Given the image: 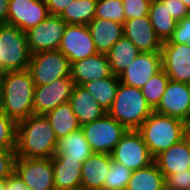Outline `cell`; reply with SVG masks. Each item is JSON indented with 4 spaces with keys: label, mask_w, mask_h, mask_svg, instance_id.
<instances>
[{
    "label": "cell",
    "mask_w": 190,
    "mask_h": 190,
    "mask_svg": "<svg viewBox=\"0 0 190 190\" xmlns=\"http://www.w3.org/2000/svg\"><path fill=\"white\" fill-rule=\"evenodd\" d=\"M58 138L44 114L17 122L16 157L52 158Z\"/></svg>",
    "instance_id": "1"
},
{
    "label": "cell",
    "mask_w": 190,
    "mask_h": 190,
    "mask_svg": "<svg viewBox=\"0 0 190 190\" xmlns=\"http://www.w3.org/2000/svg\"><path fill=\"white\" fill-rule=\"evenodd\" d=\"M2 86V112L16 123L34 114V89L28 69L0 74Z\"/></svg>",
    "instance_id": "2"
},
{
    "label": "cell",
    "mask_w": 190,
    "mask_h": 190,
    "mask_svg": "<svg viewBox=\"0 0 190 190\" xmlns=\"http://www.w3.org/2000/svg\"><path fill=\"white\" fill-rule=\"evenodd\" d=\"M185 125L186 122L181 119L153 111L137 131L141 134L149 153L155 158L185 138Z\"/></svg>",
    "instance_id": "3"
},
{
    "label": "cell",
    "mask_w": 190,
    "mask_h": 190,
    "mask_svg": "<svg viewBox=\"0 0 190 190\" xmlns=\"http://www.w3.org/2000/svg\"><path fill=\"white\" fill-rule=\"evenodd\" d=\"M153 111L141 89L120 83L107 113L127 130H137Z\"/></svg>",
    "instance_id": "4"
},
{
    "label": "cell",
    "mask_w": 190,
    "mask_h": 190,
    "mask_svg": "<svg viewBox=\"0 0 190 190\" xmlns=\"http://www.w3.org/2000/svg\"><path fill=\"white\" fill-rule=\"evenodd\" d=\"M30 58L26 32L8 23L0 25V74L28 69Z\"/></svg>",
    "instance_id": "5"
},
{
    "label": "cell",
    "mask_w": 190,
    "mask_h": 190,
    "mask_svg": "<svg viewBox=\"0 0 190 190\" xmlns=\"http://www.w3.org/2000/svg\"><path fill=\"white\" fill-rule=\"evenodd\" d=\"M71 64L59 50L31 54L28 70L35 86L47 85L57 79L70 77Z\"/></svg>",
    "instance_id": "6"
},
{
    "label": "cell",
    "mask_w": 190,
    "mask_h": 190,
    "mask_svg": "<svg viewBox=\"0 0 190 190\" xmlns=\"http://www.w3.org/2000/svg\"><path fill=\"white\" fill-rule=\"evenodd\" d=\"M93 153L111 154L127 129L106 113L102 118L81 126Z\"/></svg>",
    "instance_id": "7"
},
{
    "label": "cell",
    "mask_w": 190,
    "mask_h": 190,
    "mask_svg": "<svg viewBox=\"0 0 190 190\" xmlns=\"http://www.w3.org/2000/svg\"><path fill=\"white\" fill-rule=\"evenodd\" d=\"M112 160L132 171L146 167L154 161L148 147L137 130H127L111 153Z\"/></svg>",
    "instance_id": "8"
},
{
    "label": "cell",
    "mask_w": 190,
    "mask_h": 190,
    "mask_svg": "<svg viewBox=\"0 0 190 190\" xmlns=\"http://www.w3.org/2000/svg\"><path fill=\"white\" fill-rule=\"evenodd\" d=\"M14 172L31 190H55L51 158L16 157Z\"/></svg>",
    "instance_id": "9"
},
{
    "label": "cell",
    "mask_w": 190,
    "mask_h": 190,
    "mask_svg": "<svg viewBox=\"0 0 190 190\" xmlns=\"http://www.w3.org/2000/svg\"><path fill=\"white\" fill-rule=\"evenodd\" d=\"M67 23L59 15H49L36 27L26 32L31 54L42 51L58 50Z\"/></svg>",
    "instance_id": "10"
},
{
    "label": "cell",
    "mask_w": 190,
    "mask_h": 190,
    "mask_svg": "<svg viewBox=\"0 0 190 190\" xmlns=\"http://www.w3.org/2000/svg\"><path fill=\"white\" fill-rule=\"evenodd\" d=\"M75 87L71 77L57 79L47 85L35 86L34 114H46L61 104L69 102Z\"/></svg>",
    "instance_id": "11"
},
{
    "label": "cell",
    "mask_w": 190,
    "mask_h": 190,
    "mask_svg": "<svg viewBox=\"0 0 190 190\" xmlns=\"http://www.w3.org/2000/svg\"><path fill=\"white\" fill-rule=\"evenodd\" d=\"M155 112L190 121V86L188 83L169 80Z\"/></svg>",
    "instance_id": "12"
},
{
    "label": "cell",
    "mask_w": 190,
    "mask_h": 190,
    "mask_svg": "<svg viewBox=\"0 0 190 190\" xmlns=\"http://www.w3.org/2000/svg\"><path fill=\"white\" fill-rule=\"evenodd\" d=\"M58 50L68 58L70 64L97 54L87 25L81 24H67Z\"/></svg>",
    "instance_id": "13"
},
{
    "label": "cell",
    "mask_w": 190,
    "mask_h": 190,
    "mask_svg": "<svg viewBox=\"0 0 190 190\" xmlns=\"http://www.w3.org/2000/svg\"><path fill=\"white\" fill-rule=\"evenodd\" d=\"M49 15L45 0H9L7 23L27 32Z\"/></svg>",
    "instance_id": "14"
},
{
    "label": "cell",
    "mask_w": 190,
    "mask_h": 190,
    "mask_svg": "<svg viewBox=\"0 0 190 190\" xmlns=\"http://www.w3.org/2000/svg\"><path fill=\"white\" fill-rule=\"evenodd\" d=\"M162 69V55L159 52H140L119 75L120 83L141 89L143 85Z\"/></svg>",
    "instance_id": "15"
},
{
    "label": "cell",
    "mask_w": 190,
    "mask_h": 190,
    "mask_svg": "<svg viewBox=\"0 0 190 190\" xmlns=\"http://www.w3.org/2000/svg\"><path fill=\"white\" fill-rule=\"evenodd\" d=\"M162 69L177 82L190 83V47L186 44L162 42Z\"/></svg>",
    "instance_id": "16"
},
{
    "label": "cell",
    "mask_w": 190,
    "mask_h": 190,
    "mask_svg": "<svg viewBox=\"0 0 190 190\" xmlns=\"http://www.w3.org/2000/svg\"><path fill=\"white\" fill-rule=\"evenodd\" d=\"M123 36L128 38L140 52L161 51L162 42L153 29L149 15L125 20Z\"/></svg>",
    "instance_id": "17"
},
{
    "label": "cell",
    "mask_w": 190,
    "mask_h": 190,
    "mask_svg": "<svg viewBox=\"0 0 190 190\" xmlns=\"http://www.w3.org/2000/svg\"><path fill=\"white\" fill-rule=\"evenodd\" d=\"M112 75L106 54H94L82 60L71 63L70 77L75 85L83 84Z\"/></svg>",
    "instance_id": "18"
},
{
    "label": "cell",
    "mask_w": 190,
    "mask_h": 190,
    "mask_svg": "<svg viewBox=\"0 0 190 190\" xmlns=\"http://www.w3.org/2000/svg\"><path fill=\"white\" fill-rule=\"evenodd\" d=\"M165 179L174 173L188 170L190 166V144L186 138L173 144L154 158Z\"/></svg>",
    "instance_id": "19"
},
{
    "label": "cell",
    "mask_w": 190,
    "mask_h": 190,
    "mask_svg": "<svg viewBox=\"0 0 190 190\" xmlns=\"http://www.w3.org/2000/svg\"><path fill=\"white\" fill-rule=\"evenodd\" d=\"M111 160V154L92 153L82 164L81 188L86 190H103Z\"/></svg>",
    "instance_id": "20"
},
{
    "label": "cell",
    "mask_w": 190,
    "mask_h": 190,
    "mask_svg": "<svg viewBox=\"0 0 190 190\" xmlns=\"http://www.w3.org/2000/svg\"><path fill=\"white\" fill-rule=\"evenodd\" d=\"M87 27L99 54H107L112 46L123 37V24L111 20L94 18Z\"/></svg>",
    "instance_id": "21"
},
{
    "label": "cell",
    "mask_w": 190,
    "mask_h": 190,
    "mask_svg": "<svg viewBox=\"0 0 190 190\" xmlns=\"http://www.w3.org/2000/svg\"><path fill=\"white\" fill-rule=\"evenodd\" d=\"M69 103L81 126L100 119L107 113L83 86L75 85Z\"/></svg>",
    "instance_id": "22"
},
{
    "label": "cell",
    "mask_w": 190,
    "mask_h": 190,
    "mask_svg": "<svg viewBox=\"0 0 190 190\" xmlns=\"http://www.w3.org/2000/svg\"><path fill=\"white\" fill-rule=\"evenodd\" d=\"M55 190H76L81 188L82 162L68 157H52Z\"/></svg>",
    "instance_id": "23"
},
{
    "label": "cell",
    "mask_w": 190,
    "mask_h": 190,
    "mask_svg": "<svg viewBox=\"0 0 190 190\" xmlns=\"http://www.w3.org/2000/svg\"><path fill=\"white\" fill-rule=\"evenodd\" d=\"M93 153L82 129L58 138L53 157H68V159L84 162Z\"/></svg>",
    "instance_id": "24"
},
{
    "label": "cell",
    "mask_w": 190,
    "mask_h": 190,
    "mask_svg": "<svg viewBox=\"0 0 190 190\" xmlns=\"http://www.w3.org/2000/svg\"><path fill=\"white\" fill-rule=\"evenodd\" d=\"M165 177L155 161L132 171L126 190H166Z\"/></svg>",
    "instance_id": "25"
},
{
    "label": "cell",
    "mask_w": 190,
    "mask_h": 190,
    "mask_svg": "<svg viewBox=\"0 0 190 190\" xmlns=\"http://www.w3.org/2000/svg\"><path fill=\"white\" fill-rule=\"evenodd\" d=\"M139 53L140 51L137 47L128 38L123 36L106 54L111 73L119 76Z\"/></svg>",
    "instance_id": "26"
},
{
    "label": "cell",
    "mask_w": 190,
    "mask_h": 190,
    "mask_svg": "<svg viewBox=\"0 0 190 190\" xmlns=\"http://www.w3.org/2000/svg\"><path fill=\"white\" fill-rule=\"evenodd\" d=\"M45 116L48 118L57 138L67 136L81 128L69 102L59 105L47 112Z\"/></svg>",
    "instance_id": "27"
},
{
    "label": "cell",
    "mask_w": 190,
    "mask_h": 190,
    "mask_svg": "<svg viewBox=\"0 0 190 190\" xmlns=\"http://www.w3.org/2000/svg\"><path fill=\"white\" fill-rule=\"evenodd\" d=\"M149 17L157 37L161 42L168 41L173 35L177 21L171 17L161 0H151Z\"/></svg>",
    "instance_id": "28"
},
{
    "label": "cell",
    "mask_w": 190,
    "mask_h": 190,
    "mask_svg": "<svg viewBox=\"0 0 190 190\" xmlns=\"http://www.w3.org/2000/svg\"><path fill=\"white\" fill-rule=\"evenodd\" d=\"M119 85V76L112 74L108 78L87 82L82 86L94 97L101 107L108 111L115 100Z\"/></svg>",
    "instance_id": "29"
},
{
    "label": "cell",
    "mask_w": 190,
    "mask_h": 190,
    "mask_svg": "<svg viewBox=\"0 0 190 190\" xmlns=\"http://www.w3.org/2000/svg\"><path fill=\"white\" fill-rule=\"evenodd\" d=\"M97 0H75L59 15L67 24L88 25L95 18Z\"/></svg>",
    "instance_id": "30"
},
{
    "label": "cell",
    "mask_w": 190,
    "mask_h": 190,
    "mask_svg": "<svg viewBox=\"0 0 190 190\" xmlns=\"http://www.w3.org/2000/svg\"><path fill=\"white\" fill-rule=\"evenodd\" d=\"M170 78L166 72L161 69L158 73L152 76L141 88L143 96L147 103L154 110L161 101L166 85Z\"/></svg>",
    "instance_id": "31"
},
{
    "label": "cell",
    "mask_w": 190,
    "mask_h": 190,
    "mask_svg": "<svg viewBox=\"0 0 190 190\" xmlns=\"http://www.w3.org/2000/svg\"><path fill=\"white\" fill-rule=\"evenodd\" d=\"M132 170L114 160H111L106 174L103 190H126Z\"/></svg>",
    "instance_id": "32"
},
{
    "label": "cell",
    "mask_w": 190,
    "mask_h": 190,
    "mask_svg": "<svg viewBox=\"0 0 190 190\" xmlns=\"http://www.w3.org/2000/svg\"><path fill=\"white\" fill-rule=\"evenodd\" d=\"M95 18L123 24L125 15L122 0H97Z\"/></svg>",
    "instance_id": "33"
},
{
    "label": "cell",
    "mask_w": 190,
    "mask_h": 190,
    "mask_svg": "<svg viewBox=\"0 0 190 190\" xmlns=\"http://www.w3.org/2000/svg\"><path fill=\"white\" fill-rule=\"evenodd\" d=\"M17 123L0 112V150H16Z\"/></svg>",
    "instance_id": "34"
},
{
    "label": "cell",
    "mask_w": 190,
    "mask_h": 190,
    "mask_svg": "<svg viewBox=\"0 0 190 190\" xmlns=\"http://www.w3.org/2000/svg\"><path fill=\"white\" fill-rule=\"evenodd\" d=\"M125 20L149 15L151 0H122Z\"/></svg>",
    "instance_id": "35"
},
{
    "label": "cell",
    "mask_w": 190,
    "mask_h": 190,
    "mask_svg": "<svg viewBox=\"0 0 190 190\" xmlns=\"http://www.w3.org/2000/svg\"><path fill=\"white\" fill-rule=\"evenodd\" d=\"M165 43L186 44L190 47V15L177 22L172 37Z\"/></svg>",
    "instance_id": "36"
},
{
    "label": "cell",
    "mask_w": 190,
    "mask_h": 190,
    "mask_svg": "<svg viewBox=\"0 0 190 190\" xmlns=\"http://www.w3.org/2000/svg\"><path fill=\"white\" fill-rule=\"evenodd\" d=\"M165 181L166 190H190V172L188 170L171 174Z\"/></svg>",
    "instance_id": "37"
},
{
    "label": "cell",
    "mask_w": 190,
    "mask_h": 190,
    "mask_svg": "<svg viewBox=\"0 0 190 190\" xmlns=\"http://www.w3.org/2000/svg\"><path fill=\"white\" fill-rule=\"evenodd\" d=\"M15 150H0V179L7 178L14 172Z\"/></svg>",
    "instance_id": "38"
},
{
    "label": "cell",
    "mask_w": 190,
    "mask_h": 190,
    "mask_svg": "<svg viewBox=\"0 0 190 190\" xmlns=\"http://www.w3.org/2000/svg\"><path fill=\"white\" fill-rule=\"evenodd\" d=\"M161 2L167 7L171 17L177 22L190 15V10L181 0H161Z\"/></svg>",
    "instance_id": "39"
},
{
    "label": "cell",
    "mask_w": 190,
    "mask_h": 190,
    "mask_svg": "<svg viewBox=\"0 0 190 190\" xmlns=\"http://www.w3.org/2000/svg\"><path fill=\"white\" fill-rule=\"evenodd\" d=\"M75 0H45L49 14L60 15L69 3Z\"/></svg>",
    "instance_id": "40"
},
{
    "label": "cell",
    "mask_w": 190,
    "mask_h": 190,
    "mask_svg": "<svg viewBox=\"0 0 190 190\" xmlns=\"http://www.w3.org/2000/svg\"><path fill=\"white\" fill-rule=\"evenodd\" d=\"M5 190H31L25 182L13 172L6 178V189Z\"/></svg>",
    "instance_id": "41"
},
{
    "label": "cell",
    "mask_w": 190,
    "mask_h": 190,
    "mask_svg": "<svg viewBox=\"0 0 190 190\" xmlns=\"http://www.w3.org/2000/svg\"><path fill=\"white\" fill-rule=\"evenodd\" d=\"M9 0H0V25L7 23Z\"/></svg>",
    "instance_id": "42"
},
{
    "label": "cell",
    "mask_w": 190,
    "mask_h": 190,
    "mask_svg": "<svg viewBox=\"0 0 190 190\" xmlns=\"http://www.w3.org/2000/svg\"><path fill=\"white\" fill-rule=\"evenodd\" d=\"M185 138L190 144V121L186 122V125H185Z\"/></svg>",
    "instance_id": "43"
},
{
    "label": "cell",
    "mask_w": 190,
    "mask_h": 190,
    "mask_svg": "<svg viewBox=\"0 0 190 190\" xmlns=\"http://www.w3.org/2000/svg\"><path fill=\"white\" fill-rule=\"evenodd\" d=\"M6 189V178L0 179V190Z\"/></svg>",
    "instance_id": "44"
},
{
    "label": "cell",
    "mask_w": 190,
    "mask_h": 190,
    "mask_svg": "<svg viewBox=\"0 0 190 190\" xmlns=\"http://www.w3.org/2000/svg\"><path fill=\"white\" fill-rule=\"evenodd\" d=\"M0 112H2V86L0 82Z\"/></svg>",
    "instance_id": "45"
},
{
    "label": "cell",
    "mask_w": 190,
    "mask_h": 190,
    "mask_svg": "<svg viewBox=\"0 0 190 190\" xmlns=\"http://www.w3.org/2000/svg\"><path fill=\"white\" fill-rule=\"evenodd\" d=\"M185 6L190 10V0H181Z\"/></svg>",
    "instance_id": "46"
}]
</instances>
